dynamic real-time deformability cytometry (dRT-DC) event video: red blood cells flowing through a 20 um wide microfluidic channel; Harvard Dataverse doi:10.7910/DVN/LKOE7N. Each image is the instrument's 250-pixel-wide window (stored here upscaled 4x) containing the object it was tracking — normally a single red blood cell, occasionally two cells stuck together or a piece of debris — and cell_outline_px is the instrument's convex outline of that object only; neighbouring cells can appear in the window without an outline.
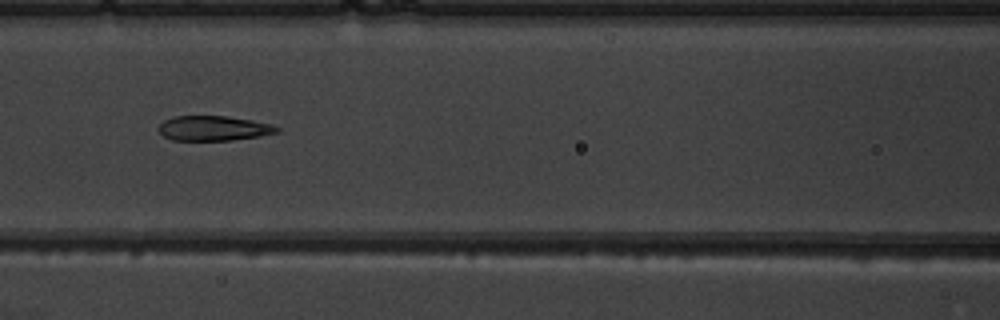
{"species": "common noctule bat (a hibernating species)", "species_latin": "Nyctalus noctula", "temperature_condition": "warm", "stored_images_in_passage": 9, "camera_frame_rate_fps": 3000, "um_per_image_px": 0.085, "animal": {"sex": "male", "body_mass_g": 19.5, "forearm_length_mm": 54.6}, "frame": {"image": 1, "passage_image": 7, "time_ms": 7.0, "image_size_px": [1000, 320], "cell_outline_px": [[280, 132], [260, 136], [232, 140], [172, 140], [164, 136], [156, 128], [164, 120], [176, 116], [228, 116], [252, 120], [272, 124], [280, 128]], "centroid_in_image_um": [18.17, 10.9], "position_along_channel_um": 148.4, "area_um2": 17.22}}
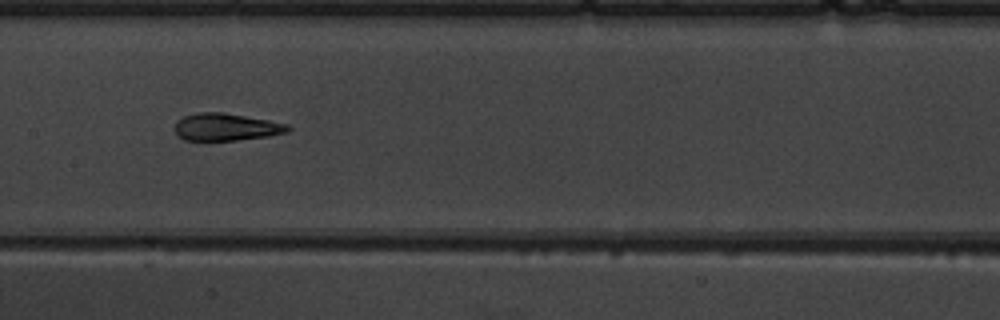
{"frame": {"image": 2, "passage_image": 8, "time_ms": 8.0, "image_size_px": [1000, 320], "cell_outline_px": [[292, 128], [288, 132], [268, 136], [236, 140], [184, 140], [176, 136], [176, 120], [184, 116], [196, 112], [224, 112], [268, 120], [288, 124]], "centroid_in_image_um": [19.21, 10.79], "position_along_channel_um": 188.2, "area_um2": 18.09}}
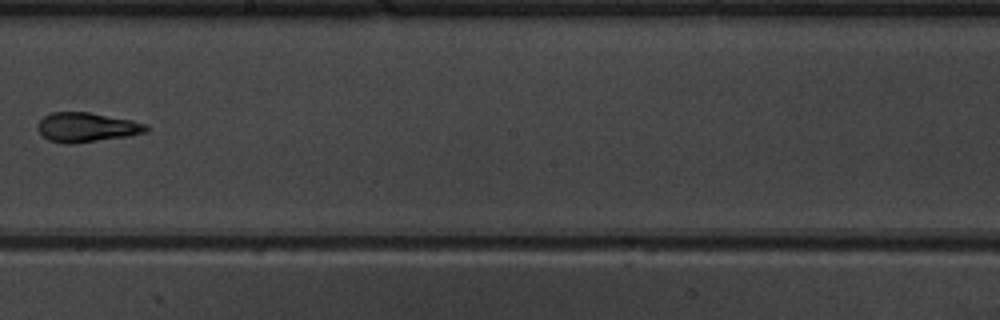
{"frame": {"image": 3, "passage_image": 9, "time_ms": 9.333, "image_size_px": [1000, 320], "cell_outline_px": [[152, 128], [148, 132], [132, 136], [72, 144], [64, 144], [48, 140], [36, 128], [36, 124], [44, 116], [52, 112], [88, 112], [132, 120], [148, 124]], "centroid_in_image_um": [7.42, 10.83], "position_along_channel_um": 240.8, "area_um2": 19.02}}